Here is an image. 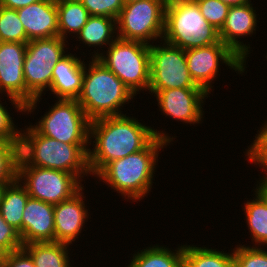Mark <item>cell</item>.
<instances>
[{
  "mask_svg": "<svg viewBox=\"0 0 267 267\" xmlns=\"http://www.w3.org/2000/svg\"><path fill=\"white\" fill-rule=\"evenodd\" d=\"M39 0H0V5L9 9L18 10Z\"/></svg>",
  "mask_w": 267,
  "mask_h": 267,
  "instance_id": "obj_36",
  "label": "cell"
},
{
  "mask_svg": "<svg viewBox=\"0 0 267 267\" xmlns=\"http://www.w3.org/2000/svg\"><path fill=\"white\" fill-rule=\"evenodd\" d=\"M223 3H226L228 6L244 5L252 3L251 0H220Z\"/></svg>",
  "mask_w": 267,
  "mask_h": 267,
  "instance_id": "obj_38",
  "label": "cell"
},
{
  "mask_svg": "<svg viewBox=\"0 0 267 267\" xmlns=\"http://www.w3.org/2000/svg\"><path fill=\"white\" fill-rule=\"evenodd\" d=\"M139 249L129 254L131 259L129 264L125 263V267H183L182 244H178L175 249L159 243Z\"/></svg>",
  "mask_w": 267,
  "mask_h": 267,
  "instance_id": "obj_21",
  "label": "cell"
},
{
  "mask_svg": "<svg viewBox=\"0 0 267 267\" xmlns=\"http://www.w3.org/2000/svg\"><path fill=\"white\" fill-rule=\"evenodd\" d=\"M3 267H35L31 256L23 249L5 254Z\"/></svg>",
  "mask_w": 267,
  "mask_h": 267,
  "instance_id": "obj_35",
  "label": "cell"
},
{
  "mask_svg": "<svg viewBox=\"0 0 267 267\" xmlns=\"http://www.w3.org/2000/svg\"><path fill=\"white\" fill-rule=\"evenodd\" d=\"M2 95H0V138L7 141H20L21 128L16 124L13 113L8 111L7 101L4 103L1 101Z\"/></svg>",
  "mask_w": 267,
  "mask_h": 267,
  "instance_id": "obj_33",
  "label": "cell"
},
{
  "mask_svg": "<svg viewBox=\"0 0 267 267\" xmlns=\"http://www.w3.org/2000/svg\"><path fill=\"white\" fill-rule=\"evenodd\" d=\"M17 178L31 198L53 205L70 199L84 185L71 173L30 166L20 158L17 162Z\"/></svg>",
  "mask_w": 267,
  "mask_h": 267,
  "instance_id": "obj_10",
  "label": "cell"
},
{
  "mask_svg": "<svg viewBox=\"0 0 267 267\" xmlns=\"http://www.w3.org/2000/svg\"><path fill=\"white\" fill-rule=\"evenodd\" d=\"M133 99L136 100L135 95L111 70L98 59L87 60L82 91L77 101L91 121L128 114L121 110L131 101L133 103Z\"/></svg>",
  "mask_w": 267,
  "mask_h": 267,
  "instance_id": "obj_4",
  "label": "cell"
},
{
  "mask_svg": "<svg viewBox=\"0 0 267 267\" xmlns=\"http://www.w3.org/2000/svg\"><path fill=\"white\" fill-rule=\"evenodd\" d=\"M116 19L105 16H90L86 25L80 30L74 40L81 45H76L74 48L79 50L80 46H85L86 49L93 47L94 50L90 58L97 59L106 47L117 39ZM104 49V50H103ZM102 50V51H101ZM94 53V54H93Z\"/></svg>",
  "mask_w": 267,
  "mask_h": 267,
  "instance_id": "obj_20",
  "label": "cell"
},
{
  "mask_svg": "<svg viewBox=\"0 0 267 267\" xmlns=\"http://www.w3.org/2000/svg\"><path fill=\"white\" fill-rule=\"evenodd\" d=\"M133 93L148 92L150 85V45L117 38L97 58Z\"/></svg>",
  "mask_w": 267,
  "mask_h": 267,
  "instance_id": "obj_7",
  "label": "cell"
},
{
  "mask_svg": "<svg viewBox=\"0 0 267 267\" xmlns=\"http://www.w3.org/2000/svg\"><path fill=\"white\" fill-rule=\"evenodd\" d=\"M77 56L70 51L55 64L52 69V83L50 86V96L55 99L77 100L82 91L85 63L82 55ZM82 57V59H81Z\"/></svg>",
  "mask_w": 267,
  "mask_h": 267,
  "instance_id": "obj_17",
  "label": "cell"
},
{
  "mask_svg": "<svg viewBox=\"0 0 267 267\" xmlns=\"http://www.w3.org/2000/svg\"><path fill=\"white\" fill-rule=\"evenodd\" d=\"M29 197L25 186L16 178L6 184L0 201L2 218L18 230L20 235H22L23 211Z\"/></svg>",
  "mask_w": 267,
  "mask_h": 267,
  "instance_id": "obj_24",
  "label": "cell"
},
{
  "mask_svg": "<svg viewBox=\"0 0 267 267\" xmlns=\"http://www.w3.org/2000/svg\"><path fill=\"white\" fill-rule=\"evenodd\" d=\"M29 41L58 36L56 0H39L17 10Z\"/></svg>",
  "mask_w": 267,
  "mask_h": 267,
  "instance_id": "obj_19",
  "label": "cell"
},
{
  "mask_svg": "<svg viewBox=\"0 0 267 267\" xmlns=\"http://www.w3.org/2000/svg\"><path fill=\"white\" fill-rule=\"evenodd\" d=\"M254 197L245 200L242 206L243 214H245V223H247L248 235H250L251 243L247 246L266 247L267 248V200L254 188ZM252 244V245H251Z\"/></svg>",
  "mask_w": 267,
  "mask_h": 267,
  "instance_id": "obj_22",
  "label": "cell"
},
{
  "mask_svg": "<svg viewBox=\"0 0 267 267\" xmlns=\"http://www.w3.org/2000/svg\"><path fill=\"white\" fill-rule=\"evenodd\" d=\"M234 267H267V249L236 244L233 249Z\"/></svg>",
  "mask_w": 267,
  "mask_h": 267,
  "instance_id": "obj_30",
  "label": "cell"
},
{
  "mask_svg": "<svg viewBox=\"0 0 267 267\" xmlns=\"http://www.w3.org/2000/svg\"><path fill=\"white\" fill-rule=\"evenodd\" d=\"M0 42L28 43L24 26L17 10L0 5Z\"/></svg>",
  "mask_w": 267,
  "mask_h": 267,
  "instance_id": "obj_27",
  "label": "cell"
},
{
  "mask_svg": "<svg viewBox=\"0 0 267 267\" xmlns=\"http://www.w3.org/2000/svg\"><path fill=\"white\" fill-rule=\"evenodd\" d=\"M0 267H3V261H0Z\"/></svg>",
  "mask_w": 267,
  "mask_h": 267,
  "instance_id": "obj_42",
  "label": "cell"
},
{
  "mask_svg": "<svg viewBox=\"0 0 267 267\" xmlns=\"http://www.w3.org/2000/svg\"><path fill=\"white\" fill-rule=\"evenodd\" d=\"M90 16H105L117 19L124 7L123 0H79Z\"/></svg>",
  "mask_w": 267,
  "mask_h": 267,
  "instance_id": "obj_32",
  "label": "cell"
},
{
  "mask_svg": "<svg viewBox=\"0 0 267 267\" xmlns=\"http://www.w3.org/2000/svg\"><path fill=\"white\" fill-rule=\"evenodd\" d=\"M264 121L256 131L254 140L243 153H245V161L254 164L255 167H260L259 169H262L264 175H267V120Z\"/></svg>",
  "mask_w": 267,
  "mask_h": 267,
  "instance_id": "obj_29",
  "label": "cell"
},
{
  "mask_svg": "<svg viewBox=\"0 0 267 267\" xmlns=\"http://www.w3.org/2000/svg\"><path fill=\"white\" fill-rule=\"evenodd\" d=\"M194 1L197 3L203 17L217 30H220L224 25L230 6L220 0Z\"/></svg>",
  "mask_w": 267,
  "mask_h": 267,
  "instance_id": "obj_31",
  "label": "cell"
},
{
  "mask_svg": "<svg viewBox=\"0 0 267 267\" xmlns=\"http://www.w3.org/2000/svg\"><path fill=\"white\" fill-rule=\"evenodd\" d=\"M150 85L148 93L166 89L201 88L187 68L185 50L163 40L150 45Z\"/></svg>",
  "mask_w": 267,
  "mask_h": 267,
  "instance_id": "obj_11",
  "label": "cell"
},
{
  "mask_svg": "<svg viewBox=\"0 0 267 267\" xmlns=\"http://www.w3.org/2000/svg\"><path fill=\"white\" fill-rule=\"evenodd\" d=\"M23 245L19 231L9 225L0 213V248L7 254L21 249Z\"/></svg>",
  "mask_w": 267,
  "mask_h": 267,
  "instance_id": "obj_34",
  "label": "cell"
},
{
  "mask_svg": "<svg viewBox=\"0 0 267 267\" xmlns=\"http://www.w3.org/2000/svg\"><path fill=\"white\" fill-rule=\"evenodd\" d=\"M23 244L55 242L54 205L29 197L22 217Z\"/></svg>",
  "mask_w": 267,
  "mask_h": 267,
  "instance_id": "obj_18",
  "label": "cell"
},
{
  "mask_svg": "<svg viewBox=\"0 0 267 267\" xmlns=\"http://www.w3.org/2000/svg\"><path fill=\"white\" fill-rule=\"evenodd\" d=\"M257 180L256 184H254V188H256L267 200V175H262Z\"/></svg>",
  "mask_w": 267,
  "mask_h": 267,
  "instance_id": "obj_37",
  "label": "cell"
},
{
  "mask_svg": "<svg viewBox=\"0 0 267 267\" xmlns=\"http://www.w3.org/2000/svg\"><path fill=\"white\" fill-rule=\"evenodd\" d=\"M5 254L6 253L0 248V261H4Z\"/></svg>",
  "mask_w": 267,
  "mask_h": 267,
  "instance_id": "obj_40",
  "label": "cell"
},
{
  "mask_svg": "<svg viewBox=\"0 0 267 267\" xmlns=\"http://www.w3.org/2000/svg\"><path fill=\"white\" fill-rule=\"evenodd\" d=\"M58 36L67 41L74 39L86 25L90 14L79 0H56Z\"/></svg>",
  "mask_w": 267,
  "mask_h": 267,
  "instance_id": "obj_25",
  "label": "cell"
},
{
  "mask_svg": "<svg viewBox=\"0 0 267 267\" xmlns=\"http://www.w3.org/2000/svg\"><path fill=\"white\" fill-rule=\"evenodd\" d=\"M19 142L0 138V183H11L17 178Z\"/></svg>",
  "mask_w": 267,
  "mask_h": 267,
  "instance_id": "obj_28",
  "label": "cell"
},
{
  "mask_svg": "<svg viewBox=\"0 0 267 267\" xmlns=\"http://www.w3.org/2000/svg\"><path fill=\"white\" fill-rule=\"evenodd\" d=\"M21 128L19 158L27 165L73 174L81 183L92 177L88 164L89 144H69L41 135L28 122ZM84 179V180H83Z\"/></svg>",
  "mask_w": 267,
  "mask_h": 267,
  "instance_id": "obj_3",
  "label": "cell"
},
{
  "mask_svg": "<svg viewBox=\"0 0 267 267\" xmlns=\"http://www.w3.org/2000/svg\"><path fill=\"white\" fill-rule=\"evenodd\" d=\"M140 0H123L124 4H130V3H134Z\"/></svg>",
  "mask_w": 267,
  "mask_h": 267,
  "instance_id": "obj_41",
  "label": "cell"
},
{
  "mask_svg": "<svg viewBox=\"0 0 267 267\" xmlns=\"http://www.w3.org/2000/svg\"><path fill=\"white\" fill-rule=\"evenodd\" d=\"M84 187L70 199L54 205L55 242L73 245L76 239L79 240V235L81 238V233L86 231L84 228L91 216L85 204L88 201L85 200Z\"/></svg>",
  "mask_w": 267,
  "mask_h": 267,
  "instance_id": "obj_16",
  "label": "cell"
},
{
  "mask_svg": "<svg viewBox=\"0 0 267 267\" xmlns=\"http://www.w3.org/2000/svg\"><path fill=\"white\" fill-rule=\"evenodd\" d=\"M129 115V116H128ZM107 116L90 122L88 164L95 176L110 162L144 149L155 137L172 142L177 139L164 129H155L129 113ZM172 136V137H171Z\"/></svg>",
  "mask_w": 267,
  "mask_h": 267,
  "instance_id": "obj_1",
  "label": "cell"
},
{
  "mask_svg": "<svg viewBox=\"0 0 267 267\" xmlns=\"http://www.w3.org/2000/svg\"><path fill=\"white\" fill-rule=\"evenodd\" d=\"M31 126L41 135L69 144H89L90 122L77 100L57 99Z\"/></svg>",
  "mask_w": 267,
  "mask_h": 267,
  "instance_id": "obj_8",
  "label": "cell"
},
{
  "mask_svg": "<svg viewBox=\"0 0 267 267\" xmlns=\"http://www.w3.org/2000/svg\"><path fill=\"white\" fill-rule=\"evenodd\" d=\"M199 246L183 244V267H234L233 248L226 253L224 249Z\"/></svg>",
  "mask_w": 267,
  "mask_h": 267,
  "instance_id": "obj_26",
  "label": "cell"
},
{
  "mask_svg": "<svg viewBox=\"0 0 267 267\" xmlns=\"http://www.w3.org/2000/svg\"><path fill=\"white\" fill-rule=\"evenodd\" d=\"M167 0H140L124 4L116 19L117 37L154 44L162 40Z\"/></svg>",
  "mask_w": 267,
  "mask_h": 267,
  "instance_id": "obj_9",
  "label": "cell"
},
{
  "mask_svg": "<svg viewBox=\"0 0 267 267\" xmlns=\"http://www.w3.org/2000/svg\"><path fill=\"white\" fill-rule=\"evenodd\" d=\"M26 49L27 43L0 42V94L22 115L25 114L23 66Z\"/></svg>",
  "mask_w": 267,
  "mask_h": 267,
  "instance_id": "obj_13",
  "label": "cell"
},
{
  "mask_svg": "<svg viewBox=\"0 0 267 267\" xmlns=\"http://www.w3.org/2000/svg\"><path fill=\"white\" fill-rule=\"evenodd\" d=\"M162 40L187 50L219 43L220 37L194 0H167Z\"/></svg>",
  "mask_w": 267,
  "mask_h": 267,
  "instance_id": "obj_6",
  "label": "cell"
},
{
  "mask_svg": "<svg viewBox=\"0 0 267 267\" xmlns=\"http://www.w3.org/2000/svg\"><path fill=\"white\" fill-rule=\"evenodd\" d=\"M169 145L167 140L155 137L141 151L108 163L93 179L104 182L103 185H108L124 200H132L130 203L140 202L152 192L154 174L161 159L159 152H164Z\"/></svg>",
  "mask_w": 267,
  "mask_h": 267,
  "instance_id": "obj_2",
  "label": "cell"
},
{
  "mask_svg": "<svg viewBox=\"0 0 267 267\" xmlns=\"http://www.w3.org/2000/svg\"><path fill=\"white\" fill-rule=\"evenodd\" d=\"M185 56L191 78L197 86L209 95L214 91V85L212 84L220 77V66L225 64L227 70H234L242 76H244V73L247 74L245 71L248 68L247 63L221 41L205 47L187 49L185 50Z\"/></svg>",
  "mask_w": 267,
  "mask_h": 267,
  "instance_id": "obj_12",
  "label": "cell"
},
{
  "mask_svg": "<svg viewBox=\"0 0 267 267\" xmlns=\"http://www.w3.org/2000/svg\"><path fill=\"white\" fill-rule=\"evenodd\" d=\"M70 246L62 242H42L25 244L22 248L31 256L35 267H76L69 257L73 253Z\"/></svg>",
  "mask_w": 267,
  "mask_h": 267,
  "instance_id": "obj_23",
  "label": "cell"
},
{
  "mask_svg": "<svg viewBox=\"0 0 267 267\" xmlns=\"http://www.w3.org/2000/svg\"><path fill=\"white\" fill-rule=\"evenodd\" d=\"M156 98L161 115L176 122L199 125L204 123V102L210 95L202 88L166 89L158 93H148Z\"/></svg>",
  "mask_w": 267,
  "mask_h": 267,
  "instance_id": "obj_14",
  "label": "cell"
},
{
  "mask_svg": "<svg viewBox=\"0 0 267 267\" xmlns=\"http://www.w3.org/2000/svg\"><path fill=\"white\" fill-rule=\"evenodd\" d=\"M70 43L55 36L27 43L23 74L25 79V116L36 115L42 94L48 93L52 83V69L69 51ZM68 49V50H67ZM27 113V114H26ZM35 113V114H34Z\"/></svg>",
  "mask_w": 267,
  "mask_h": 267,
  "instance_id": "obj_5",
  "label": "cell"
},
{
  "mask_svg": "<svg viewBox=\"0 0 267 267\" xmlns=\"http://www.w3.org/2000/svg\"><path fill=\"white\" fill-rule=\"evenodd\" d=\"M253 5L248 3L229 7L224 25L219 30L220 41L247 64L253 50L250 42H244L243 38L256 36V29L259 28L257 22L260 19L256 12L258 10Z\"/></svg>",
  "mask_w": 267,
  "mask_h": 267,
  "instance_id": "obj_15",
  "label": "cell"
},
{
  "mask_svg": "<svg viewBox=\"0 0 267 267\" xmlns=\"http://www.w3.org/2000/svg\"><path fill=\"white\" fill-rule=\"evenodd\" d=\"M6 184H9V183H0V201H1L2 193H3V190Z\"/></svg>",
  "mask_w": 267,
  "mask_h": 267,
  "instance_id": "obj_39",
  "label": "cell"
}]
</instances>
